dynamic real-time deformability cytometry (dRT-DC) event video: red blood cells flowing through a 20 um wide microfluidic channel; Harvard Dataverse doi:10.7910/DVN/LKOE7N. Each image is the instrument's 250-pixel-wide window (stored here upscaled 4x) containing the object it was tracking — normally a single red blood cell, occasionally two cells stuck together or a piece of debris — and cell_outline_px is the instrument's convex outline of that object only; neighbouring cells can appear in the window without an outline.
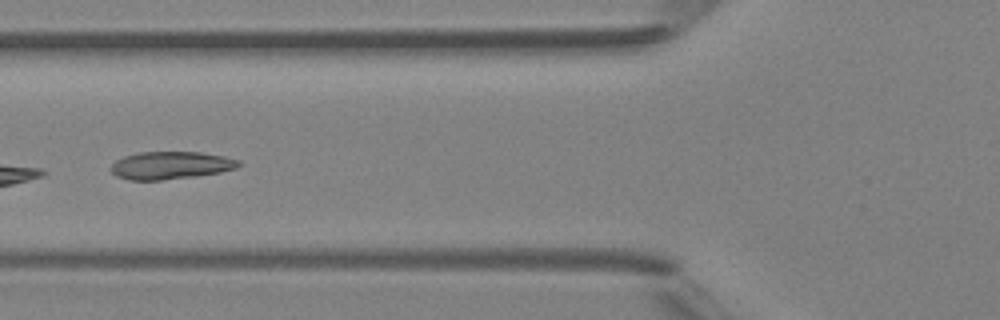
{"species": "Egyptian fruit bat (a non-hibernating species)", "species_latin": "Rousettus aegyptiacus", "temperature_condition": "room temperature", "stored_images_in_passage": 4, "camera_frame_rate_fps": 3000, "um_per_image_px": 0.085, "animal": {"sex": "female"}, "frame": {"image": 1, "passage_image": 4, "time_ms": 3.333, "image_size_px": [1000, 320], "cell_outline_px": [[240, 164], [236, 168], [220, 172], [196, 176], [160, 180], [128, 180], [116, 176], [112, 172], [112, 164], [116, 160], [124, 156], [140, 152], [200, 152], [224, 156], [240, 160]], "centroid_in_image_um": [14.51, 14.05], "position_along_channel_um": 111.3, "area_um2": 20.52}}